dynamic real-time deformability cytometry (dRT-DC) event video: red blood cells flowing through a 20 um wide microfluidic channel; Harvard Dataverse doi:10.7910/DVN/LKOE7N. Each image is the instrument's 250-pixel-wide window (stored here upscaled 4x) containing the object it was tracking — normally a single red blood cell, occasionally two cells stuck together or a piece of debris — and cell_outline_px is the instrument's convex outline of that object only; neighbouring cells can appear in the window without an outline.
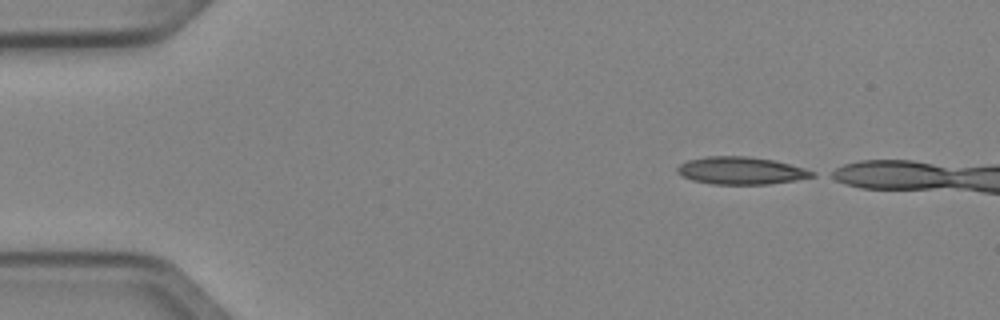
{"species": "Egyptian fruit bat (a non-hibernating species)", "species_latin": "Rousettus aegyptiacus", "temperature_condition": "cold", "stored_images_in_passage": 9, "camera_frame_rate_fps": 3000, "um_per_image_px": 0.085, "animal": {"sex": "female"}, "frame": {"image": 1, "passage_image": 1, "time_ms": 0.0, "image_size_px": [1000, 320], "cell_outline_px": [[816, 176], [796, 180], [768, 184], [712, 184], [692, 180], [676, 172], [676, 168], [680, 164], [688, 160], [708, 156], [748, 156], [772, 160], [804, 168], [816, 172]], "centroid_in_image_um": [62.98, 14.5], "position_along_channel_um": 22.0, "area_um2": 21.5}}